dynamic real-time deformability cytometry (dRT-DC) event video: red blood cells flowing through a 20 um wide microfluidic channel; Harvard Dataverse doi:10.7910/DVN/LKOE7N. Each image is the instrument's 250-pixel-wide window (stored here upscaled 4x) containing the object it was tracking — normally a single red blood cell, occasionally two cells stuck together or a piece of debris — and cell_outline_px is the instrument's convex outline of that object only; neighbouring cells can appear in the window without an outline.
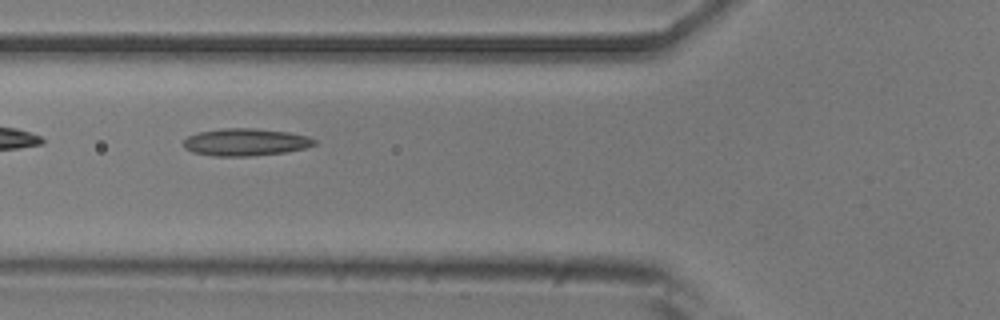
{"species": "common noctule bat (a hibernating species)", "species_latin": "Nyctalus noctula", "temperature_condition": "room temperature", "stored_images_in_passage": 3, "camera_frame_rate_fps": 3000, "um_per_image_px": 0.085, "animal": {"sex": "male", "body_mass_g": 20.5, "forearm_length_mm": 52.5}, "frame": {"image": 1, "passage_image": 2, "time_ms": 0.333, "image_size_px": [1000, 320], "cell_outline_px": [[316, 144], [304, 148], [284, 152], [248, 156], [216, 156], [192, 152], [184, 148], [184, 140], [188, 136], [200, 132], [220, 128], [256, 128], [288, 132], [308, 136], [316, 140]], "centroid_in_image_um": [20.86, 12.07], "position_along_channel_um": 104.9, "area_um2": 20.75}}
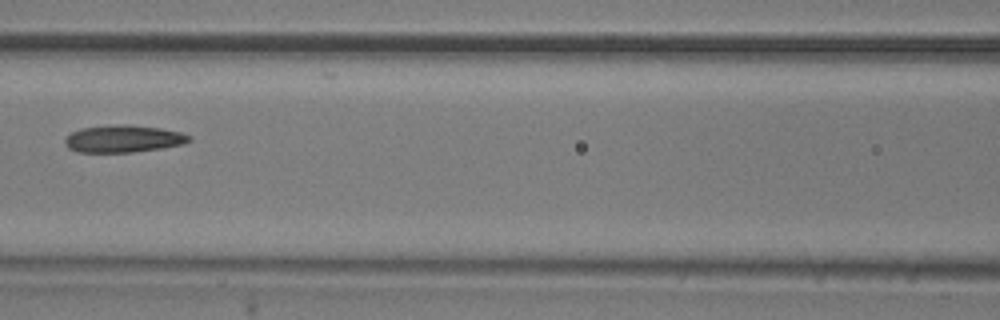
{"frame": {"image": 2, "passage_image": 3, "time_ms": 0.667, "image_size_px": [1000, 320], "cell_outline_px": [[192, 140], [184, 144], [160, 148], [132, 152], [80, 152], [68, 148], [64, 144], [64, 140], [72, 132], [80, 128], [124, 124], [128, 124], [160, 128], [180, 132], [192, 136]], "centroid_in_image_um": [10.5, 11.79], "position_along_channel_um": 156.1, "area_um2": 19.65}}